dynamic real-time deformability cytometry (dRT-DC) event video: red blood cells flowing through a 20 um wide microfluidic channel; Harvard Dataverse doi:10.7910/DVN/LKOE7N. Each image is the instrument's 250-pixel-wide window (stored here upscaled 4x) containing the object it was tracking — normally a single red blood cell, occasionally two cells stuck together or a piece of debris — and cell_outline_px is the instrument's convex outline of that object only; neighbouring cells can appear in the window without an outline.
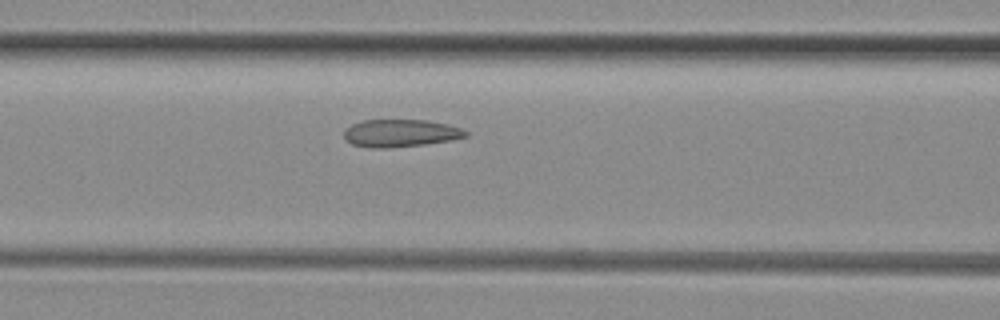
{"species": "common noctule bat (a hibernating species)", "species_latin": "Nyctalus noctula", "temperature_condition": "room temperature", "stored_images_in_passage": 17, "camera_frame_rate_fps": 3000, "um_per_image_px": 0.085, "animal": {"sex": "female", "body_mass_g": 29.2, "forearm_length_mm": 56.3}, "frame": {"image": 1, "passage_image": 13, "time_ms": 4.0, "image_size_px": [1000, 320], "cell_outline_px": [[468, 136], [452, 140], [424, 144], [384, 148], [372, 148], [352, 144], [344, 140], [344, 128], [352, 124], [364, 120], [428, 120], [448, 124], [460, 128], [468, 132]], "centroid_in_image_um": [34.02, 11.31], "position_along_channel_um": 132.6, "area_um2": 19.59}}
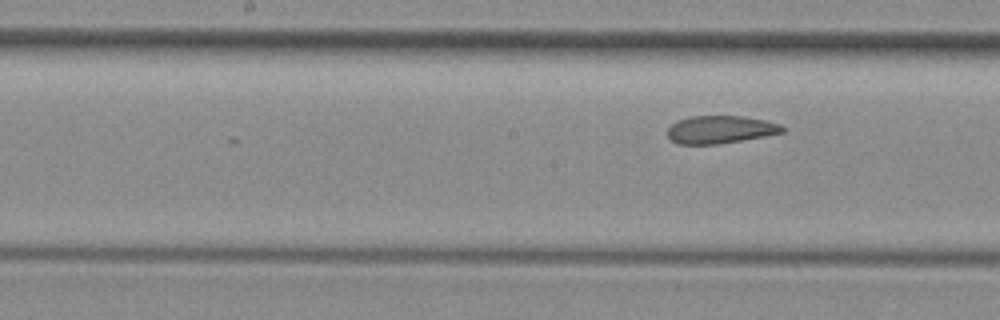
{"frame": {"image": 2, "passage_image": 17, "time_ms": 5.333, "image_size_px": [1000, 320], "cell_outline_px": [[788, 128], [784, 132], [764, 136], [716, 144], [676, 144], [668, 136], [668, 128], [676, 120], [688, 116], [744, 116], [764, 120], [780, 124]], "centroid_in_image_um": [61.23, 11.0], "position_along_channel_um": 187.0, "area_um2": 18.61}}